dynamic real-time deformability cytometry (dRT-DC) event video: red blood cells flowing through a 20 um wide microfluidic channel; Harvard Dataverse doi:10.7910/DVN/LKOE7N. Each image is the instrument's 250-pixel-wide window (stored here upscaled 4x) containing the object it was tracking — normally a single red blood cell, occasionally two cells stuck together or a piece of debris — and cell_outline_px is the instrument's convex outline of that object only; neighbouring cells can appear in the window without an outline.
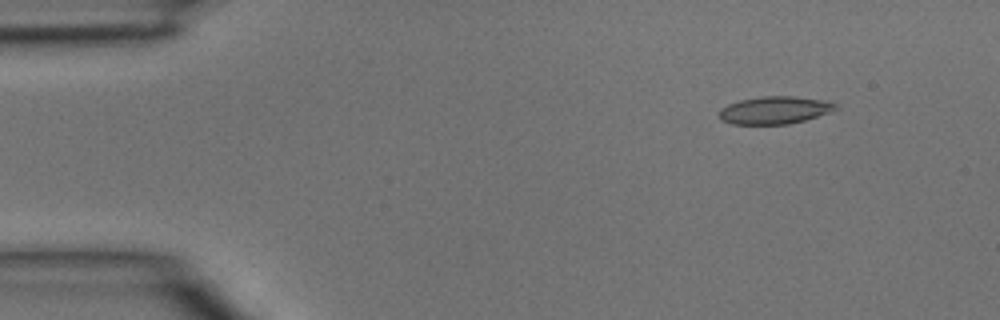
{"species": "common noctule bat (a hibernating species)", "species_latin": "Nyctalus noctula", "temperature_condition": "room temperature", "stored_images_in_passage": 4, "camera_frame_rate_fps": 3000, "um_per_image_px": 0.085, "animal": {"sex": "male", "body_mass_g": 15.6}, "frame": {"image": 1, "passage_image": 1, "time_ms": 0.0, "image_size_px": [1000, 320], "cell_outline_px": [[840, 108], [832, 112], [804, 120], [788, 124], [732, 124], [720, 120], [720, 108], [728, 104], [740, 100], [760, 96], [792, 96], [820, 100], [836, 104]], "centroid_in_image_um": [65.84, 9.37], "position_along_channel_um": 19.2, "area_um2": 18.67}}